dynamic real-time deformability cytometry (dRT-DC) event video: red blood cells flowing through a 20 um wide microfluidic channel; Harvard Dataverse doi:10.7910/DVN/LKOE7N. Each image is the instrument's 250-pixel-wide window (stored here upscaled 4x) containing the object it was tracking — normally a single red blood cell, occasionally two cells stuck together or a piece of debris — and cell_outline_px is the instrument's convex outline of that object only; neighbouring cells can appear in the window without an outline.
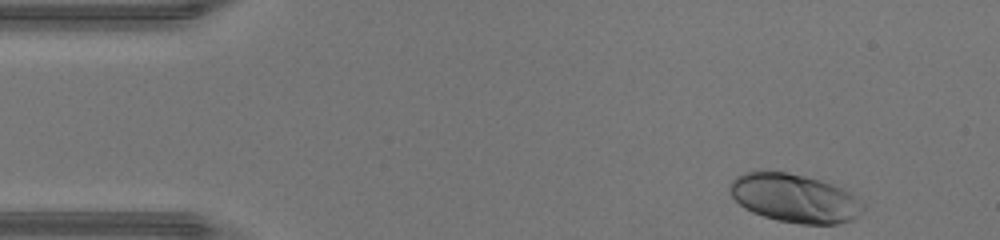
{"species": "human", "species_latin": "Homo sapiens", "temperature_condition": "warm", "stored_images_in_passage": 36, "camera_frame_rate_fps": 3000, "um_per_image_px": 0.085, "donor": {"sex": "male"}, "frame": {"image": 1, "passage_image": 1, "time_ms": 0.0, "image_size_px": [1000, 240], "cell_outline_px": [[864, 208], [852, 220], [836, 224], [800, 224], [776, 220], [752, 212], [744, 208], [728, 192], [728, 184], [736, 176], [744, 172], [760, 168], [788, 172], [820, 180], [832, 184], [848, 192], [864, 204]], "centroid_in_image_um": [67.45, 16.81], "position_along_channel_um": 17.6, "area_um2": 38.09}}
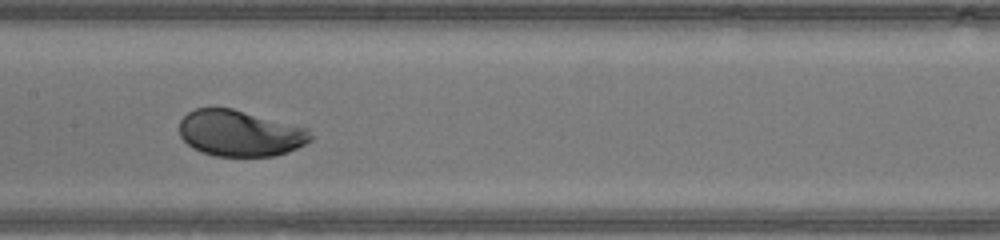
{"frame": {"image": 2, "passage_image": 19, "time_ms": 6.0, "image_size_px": [1000, 240], "cell_outline_px": [[316, 136], [312, 140], [288, 152], [272, 156], [216, 156], [200, 152], [192, 148], [180, 136], [180, 120], [188, 112], [196, 108], [232, 108], [308, 128]], "centroid_in_image_um": [20.42, 11.33], "position_along_channel_um": 187.0, "area_um2": 35.43}}
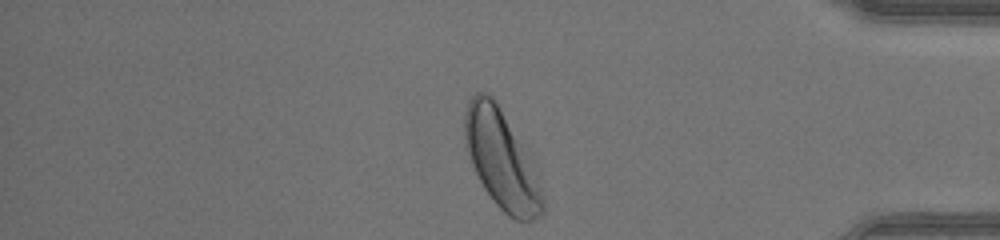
{"frame": {"image": 3, "passage_image": 35, "time_ms": 11.333, "image_size_px": [1000, 240], "cell_outline_px": [[544, 212], [540, 216], [532, 220], [516, 220], [508, 216], [496, 204], [484, 188], [464, 148], [464, 112], [468, 100], [476, 92], [488, 92], [492, 96], [540, 188], [544, 200]], "centroid_in_image_um": [42.5, 13.61], "position_along_channel_um": 392.7, "area_um2": 42.14}, "authors_computed_cell_mechanics": {"area_um2": 36.5007, "velocity_mm_per_s": 4.4369, "shape_relaxation_time_tau1_ms": 1.5391, "shape_relaxation_time_tau2_ms": null, "deformation_change_tau1": 0.1304, "deformation_change_tau2": null}}